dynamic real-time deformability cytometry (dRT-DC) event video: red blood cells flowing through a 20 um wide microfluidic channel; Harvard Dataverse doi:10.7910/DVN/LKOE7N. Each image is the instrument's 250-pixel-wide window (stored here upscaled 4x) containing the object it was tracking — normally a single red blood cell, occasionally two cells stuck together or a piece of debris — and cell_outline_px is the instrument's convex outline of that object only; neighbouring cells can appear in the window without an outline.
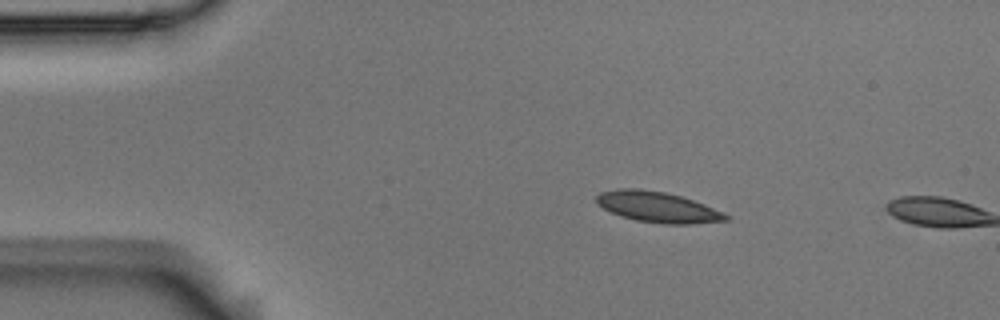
{"species": "Egyptian fruit bat (a non-hibernating species)", "species_latin": "Rousettus aegyptiacus", "temperature_condition": "room temperature", "stored_images_in_passage": 2, "camera_frame_rate_fps": 3000, "um_per_image_px": 0.085, "animal": {"sex": "male"}, "frame": {"image": 1, "passage_image": 1, "time_ms": 0.0, "image_size_px": [1000, 320], "cell_outline_px": [[732, 216], [728, 220], [692, 224], [664, 224], [636, 220], [620, 216], [596, 204], [596, 196], [600, 192], [616, 188], [640, 188], [664, 192], [680, 196], [704, 204], [724, 212]], "centroid_in_image_um": [55.9, 17.6], "position_along_channel_um": 29.1, "area_um2": 23.24}}